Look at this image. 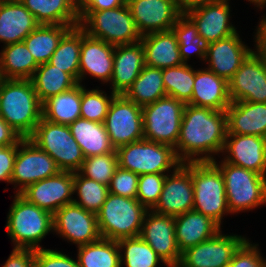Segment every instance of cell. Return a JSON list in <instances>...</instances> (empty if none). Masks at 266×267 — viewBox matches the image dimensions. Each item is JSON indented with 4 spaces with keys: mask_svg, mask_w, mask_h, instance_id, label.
Instances as JSON below:
<instances>
[{
    "mask_svg": "<svg viewBox=\"0 0 266 267\" xmlns=\"http://www.w3.org/2000/svg\"><path fill=\"white\" fill-rule=\"evenodd\" d=\"M226 135L225 110L185 104L180 134L174 148L177 158L181 163L212 162L216 159L215 155L222 153Z\"/></svg>",
    "mask_w": 266,
    "mask_h": 267,
    "instance_id": "1",
    "label": "cell"
},
{
    "mask_svg": "<svg viewBox=\"0 0 266 267\" xmlns=\"http://www.w3.org/2000/svg\"><path fill=\"white\" fill-rule=\"evenodd\" d=\"M0 116L23 139L32 135L42 119V102L31 80L4 79L0 83Z\"/></svg>",
    "mask_w": 266,
    "mask_h": 267,
    "instance_id": "2",
    "label": "cell"
},
{
    "mask_svg": "<svg viewBox=\"0 0 266 267\" xmlns=\"http://www.w3.org/2000/svg\"><path fill=\"white\" fill-rule=\"evenodd\" d=\"M5 226L14 248L40 250V242L53 232V215L16 193Z\"/></svg>",
    "mask_w": 266,
    "mask_h": 267,
    "instance_id": "3",
    "label": "cell"
},
{
    "mask_svg": "<svg viewBox=\"0 0 266 267\" xmlns=\"http://www.w3.org/2000/svg\"><path fill=\"white\" fill-rule=\"evenodd\" d=\"M147 211L137 198L108 193L96 213L101 238L117 241L139 236Z\"/></svg>",
    "mask_w": 266,
    "mask_h": 267,
    "instance_id": "4",
    "label": "cell"
},
{
    "mask_svg": "<svg viewBox=\"0 0 266 267\" xmlns=\"http://www.w3.org/2000/svg\"><path fill=\"white\" fill-rule=\"evenodd\" d=\"M212 163L220 170L231 214L250 211L266 205V177L249 169L216 159Z\"/></svg>",
    "mask_w": 266,
    "mask_h": 267,
    "instance_id": "5",
    "label": "cell"
},
{
    "mask_svg": "<svg viewBox=\"0 0 266 267\" xmlns=\"http://www.w3.org/2000/svg\"><path fill=\"white\" fill-rule=\"evenodd\" d=\"M79 27L89 36L117 46L139 42L138 32L127 3L102 11H78Z\"/></svg>",
    "mask_w": 266,
    "mask_h": 267,
    "instance_id": "6",
    "label": "cell"
},
{
    "mask_svg": "<svg viewBox=\"0 0 266 267\" xmlns=\"http://www.w3.org/2000/svg\"><path fill=\"white\" fill-rule=\"evenodd\" d=\"M194 188L193 210L208 216L220 227L222 218L230 214L223 176L212 162H191Z\"/></svg>",
    "mask_w": 266,
    "mask_h": 267,
    "instance_id": "7",
    "label": "cell"
},
{
    "mask_svg": "<svg viewBox=\"0 0 266 267\" xmlns=\"http://www.w3.org/2000/svg\"><path fill=\"white\" fill-rule=\"evenodd\" d=\"M119 167L136 174L170 173L181 162L172 146L142 139L116 149Z\"/></svg>",
    "mask_w": 266,
    "mask_h": 267,
    "instance_id": "8",
    "label": "cell"
},
{
    "mask_svg": "<svg viewBox=\"0 0 266 267\" xmlns=\"http://www.w3.org/2000/svg\"><path fill=\"white\" fill-rule=\"evenodd\" d=\"M28 139L48 153L61 171L77 172L85 159L68 125L53 123L42 117Z\"/></svg>",
    "mask_w": 266,
    "mask_h": 267,
    "instance_id": "9",
    "label": "cell"
},
{
    "mask_svg": "<svg viewBox=\"0 0 266 267\" xmlns=\"http://www.w3.org/2000/svg\"><path fill=\"white\" fill-rule=\"evenodd\" d=\"M185 104L165 96L142 107L144 139L176 147Z\"/></svg>",
    "mask_w": 266,
    "mask_h": 267,
    "instance_id": "10",
    "label": "cell"
},
{
    "mask_svg": "<svg viewBox=\"0 0 266 267\" xmlns=\"http://www.w3.org/2000/svg\"><path fill=\"white\" fill-rule=\"evenodd\" d=\"M103 123L115 149L144 139L142 107L124 95L113 98Z\"/></svg>",
    "mask_w": 266,
    "mask_h": 267,
    "instance_id": "11",
    "label": "cell"
},
{
    "mask_svg": "<svg viewBox=\"0 0 266 267\" xmlns=\"http://www.w3.org/2000/svg\"><path fill=\"white\" fill-rule=\"evenodd\" d=\"M60 171L48 153L24 138L18 144L10 183L15 184V188L19 186L15 193H20L28 185L55 176Z\"/></svg>",
    "mask_w": 266,
    "mask_h": 267,
    "instance_id": "12",
    "label": "cell"
},
{
    "mask_svg": "<svg viewBox=\"0 0 266 267\" xmlns=\"http://www.w3.org/2000/svg\"><path fill=\"white\" fill-rule=\"evenodd\" d=\"M246 240L244 236L224 235L219 231L214 237L182 252L177 267H222L230 263Z\"/></svg>",
    "mask_w": 266,
    "mask_h": 267,
    "instance_id": "13",
    "label": "cell"
},
{
    "mask_svg": "<svg viewBox=\"0 0 266 267\" xmlns=\"http://www.w3.org/2000/svg\"><path fill=\"white\" fill-rule=\"evenodd\" d=\"M53 232L77 246L101 238L96 214L72 202L53 214Z\"/></svg>",
    "mask_w": 266,
    "mask_h": 267,
    "instance_id": "14",
    "label": "cell"
},
{
    "mask_svg": "<svg viewBox=\"0 0 266 267\" xmlns=\"http://www.w3.org/2000/svg\"><path fill=\"white\" fill-rule=\"evenodd\" d=\"M171 173L166 175L160 199L152 210L175 217L193 210L194 188L191 162L181 163Z\"/></svg>",
    "mask_w": 266,
    "mask_h": 267,
    "instance_id": "15",
    "label": "cell"
},
{
    "mask_svg": "<svg viewBox=\"0 0 266 267\" xmlns=\"http://www.w3.org/2000/svg\"><path fill=\"white\" fill-rule=\"evenodd\" d=\"M167 267H177L181 253L175 237V217L148 210L139 235Z\"/></svg>",
    "mask_w": 266,
    "mask_h": 267,
    "instance_id": "16",
    "label": "cell"
},
{
    "mask_svg": "<svg viewBox=\"0 0 266 267\" xmlns=\"http://www.w3.org/2000/svg\"><path fill=\"white\" fill-rule=\"evenodd\" d=\"M141 36L171 30L182 14L178 0H127Z\"/></svg>",
    "mask_w": 266,
    "mask_h": 267,
    "instance_id": "17",
    "label": "cell"
},
{
    "mask_svg": "<svg viewBox=\"0 0 266 267\" xmlns=\"http://www.w3.org/2000/svg\"><path fill=\"white\" fill-rule=\"evenodd\" d=\"M231 102L266 103V70L252 51L228 81Z\"/></svg>",
    "mask_w": 266,
    "mask_h": 267,
    "instance_id": "18",
    "label": "cell"
},
{
    "mask_svg": "<svg viewBox=\"0 0 266 267\" xmlns=\"http://www.w3.org/2000/svg\"><path fill=\"white\" fill-rule=\"evenodd\" d=\"M19 194L53 215L61 207L73 202V172L60 171L55 176L28 185Z\"/></svg>",
    "mask_w": 266,
    "mask_h": 267,
    "instance_id": "19",
    "label": "cell"
},
{
    "mask_svg": "<svg viewBox=\"0 0 266 267\" xmlns=\"http://www.w3.org/2000/svg\"><path fill=\"white\" fill-rule=\"evenodd\" d=\"M223 161L255 171L266 177V138L255 135L227 134Z\"/></svg>",
    "mask_w": 266,
    "mask_h": 267,
    "instance_id": "20",
    "label": "cell"
},
{
    "mask_svg": "<svg viewBox=\"0 0 266 267\" xmlns=\"http://www.w3.org/2000/svg\"><path fill=\"white\" fill-rule=\"evenodd\" d=\"M236 32L229 37L207 44L205 62L208 69L227 82L253 51Z\"/></svg>",
    "mask_w": 266,
    "mask_h": 267,
    "instance_id": "21",
    "label": "cell"
},
{
    "mask_svg": "<svg viewBox=\"0 0 266 267\" xmlns=\"http://www.w3.org/2000/svg\"><path fill=\"white\" fill-rule=\"evenodd\" d=\"M115 46L89 36L81 29V49L79 58V83L87 74L110 83L113 75Z\"/></svg>",
    "mask_w": 266,
    "mask_h": 267,
    "instance_id": "22",
    "label": "cell"
},
{
    "mask_svg": "<svg viewBox=\"0 0 266 267\" xmlns=\"http://www.w3.org/2000/svg\"><path fill=\"white\" fill-rule=\"evenodd\" d=\"M230 0L207 4L194 8L185 14L197 27L199 35L206 44L216 42L237 32L230 23Z\"/></svg>",
    "mask_w": 266,
    "mask_h": 267,
    "instance_id": "23",
    "label": "cell"
},
{
    "mask_svg": "<svg viewBox=\"0 0 266 267\" xmlns=\"http://www.w3.org/2000/svg\"><path fill=\"white\" fill-rule=\"evenodd\" d=\"M145 66L144 47L141 41L117 45L113 56L112 92L124 95Z\"/></svg>",
    "mask_w": 266,
    "mask_h": 267,
    "instance_id": "24",
    "label": "cell"
},
{
    "mask_svg": "<svg viewBox=\"0 0 266 267\" xmlns=\"http://www.w3.org/2000/svg\"><path fill=\"white\" fill-rule=\"evenodd\" d=\"M39 25L19 0L0 2V42L4 46L23 41Z\"/></svg>",
    "mask_w": 266,
    "mask_h": 267,
    "instance_id": "25",
    "label": "cell"
},
{
    "mask_svg": "<svg viewBox=\"0 0 266 267\" xmlns=\"http://www.w3.org/2000/svg\"><path fill=\"white\" fill-rule=\"evenodd\" d=\"M227 134L266 138V103L231 102L225 110Z\"/></svg>",
    "mask_w": 266,
    "mask_h": 267,
    "instance_id": "26",
    "label": "cell"
},
{
    "mask_svg": "<svg viewBox=\"0 0 266 267\" xmlns=\"http://www.w3.org/2000/svg\"><path fill=\"white\" fill-rule=\"evenodd\" d=\"M189 105L226 110L231 104L228 82L208 68L195 70L193 94Z\"/></svg>",
    "mask_w": 266,
    "mask_h": 267,
    "instance_id": "27",
    "label": "cell"
},
{
    "mask_svg": "<svg viewBox=\"0 0 266 267\" xmlns=\"http://www.w3.org/2000/svg\"><path fill=\"white\" fill-rule=\"evenodd\" d=\"M221 227L195 210L175 216V237L180 253L214 237Z\"/></svg>",
    "mask_w": 266,
    "mask_h": 267,
    "instance_id": "28",
    "label": "cell"
},
{
    "mask_svg": "<svg viewBox=\"0 0 266 267\" xmlns=\"http://www.w3.org/2000/svg\"><path fill=\"white\" fill-rule=\"evenodd\" d=\"M140 41L144 47L146 66L165 69L183 64L172 29L142 36Z\"/></svg>",
    "mask_w": 266,
    "mask_h": 267,
    "instance_id": "29",
    "label": "cell"
},
{
    "mask_svg": "<svg viewBox=\"0 0 266 267\" xmlns=\"http://www.w3.org/2000/svg\"><path fill=\"white\" fill-rule=\"evenodd\" d=\"M40 25L79 26L78 0H19Z\"/></svg>",
    "mask_w": 266,
    "mask_h": 267,
    "instance_id": "30",
    "label": "cell"
},
{
    "mask_svg": "<svg viewBox=\"0 0 266 267\" xmlns=\"http://www.w3.org/2000/svg\"><path fill=\"white\" fill-rule=\"evenodd\" d=\"M70 132L80 146L84 157L115 152L104 123L78 118L68 125Z\"/></svg>",
    "mask_w": 266,
    "mask_h": 267,
    "instance_id": "31",
    "label": "cell"
},
{
    "mask_svg": "<svg viewBox=\"0 0 266 267\" xmlns=\"http://www.w3.org/2000/svg\"><path fill=\"white\" fill-rule=\"evenodd\" d=\"M81 83L49 97L42 103V117L53 123L69 125L81 117Z\"/></svg>",
    "mask_w": 266,
    "mask_h": 267,
    "instance_id": "32",
    "label": "cell"
},
{
    "mask_svg": "<svg viewBox=\"0 0 266 267\" xmlns=\"http://www.w3.org/2000/svg\"><path fill=\"white\" fill-rule=\"evenodd\" d=\"M4 79H31L39 64L23 41L6 45L0 52Z\"/></svg>",
    "mask_w": 266,
    "mask_h": 267,
    "instance_id": "33",
    "label": "cell"
},
{
    "mask_svg": "<svg viewBox=\"0 0 266 267\" xmlns=\"http://www.w3.org/2000/svg\"><path fill=\"white\" fill-rule=\"evenodd\" d=\"M162 77L163 69L145 65L124 96L140 107L152 104L167 96Z\"/></svg>",
    "mask_w": 266,
    "mask_h": 267,
    "instance_id": "34",
    "label": "cell"
},
{
    "mask_svg": "<svg viewBox=\"0 0 266 267\" xmlns=\"http://www.w3.org/2000/svg\"><path fill=\"white\" fill-rule=\"evenodd\" d=\"M30 80L42 103L49 97L65 92L78 84L69 73L49 62L39 64Z\"/></svg>",
    "mask_w": 266,
    "mask_h": 267,
    "instance_id": "35",
    "label": "cell"
},
{
    "mask_svg": "<svg viewBox=\"0 0 266 267\" xmlns=\"http://www.w3.org/2000/svg\"><path fill=\"white\" fill-rule=\"evenodd\" d=\"M71 28L67 25H39L23 42L38 64L47 63Z\"/></svg>",
    "mask_w": 266,
    "mask_h": 267,
    "instance_id": "36",
    "label": "cell"
},
{
    "mask_svg": "<svg viewBox=\"0 0 266 267\" xmlns=\"http://www.w3.org/2000/svg\"><path fill=\"white\" fill-rule=\"evenodd\" d=\"M80 267H121L120 250L116 240H99L77 246Z\"/></svg>",
    "mask_w": 266,
    "mask_h": 267,
    "instance_id": "37",
    "label": "cell"
},
{
    "mask_svg": "<svg viewBox=\"0 0 266 267\" xmlns=\"http://www.w3.org/2000/svg\"><path fill=\"white\" fill-rule=\"evenodd\" d=\"M81 28H71L60 40L49 63L69 73L79 83Z\"/></svg>",
    "mask_w": 266,
    "mask_h": 267,
    "instance_id": "38",
    "label": "cell"
},
{
    "mask_svg": "<svg viewBox=\"0 0 266 267\" xmlns=\"http://www.w3.org/2000/svg\"><path fill=\"white\" fill-rule=\"evenodd\" d=\"M120 250L121 267H157L165 262L140 236L117 240ZM124 254H123V253Z\"/></svg>",
    "mask_w": 266,
    "mask_h": 267,
    "instance_id": "39",
    "label": "cell"
},
{
    "mask_svg": "<svg viewBox=\"0 0 266 267\" xmlns=\"http://www.w3.org/2000/svg\"><path fill=\"white\" fill-rule=\"evenodd\" d=\"M172 30L176 35L183 63H187L194 53L200 60H205L207 44L199 35L196 25L186 14H181L177 18Z\"/></svg>",
    "mask_w": 266,
    "mask_h": 267,
    "instance_id": "40",
    "label": "cell"
},
{
    "mask_svg": "<svg viewBox=\"0 0 266 267\" xmlns=\"http://www.w3.org/2000/svg\"><path fill=\"white\" fill-rule=\"evenodd\" d=\"M163 82L167 96L188 104L193 94L195 70L188 63L163 69Z\"/></svg>",
    "mask_w": 266,
    "mask_h": 267,
    "instance_id": "41",
    "label": "cell"
},
{
    "mask_svg": "<svg viewBox=\"0 0 266 267\" xmlns=\"http://www.w3.org/2000/svg\"><path fill=\"white\" fill-rule=\"evenodd\" d=\"M73 193L77 199L73 202L83 209L97 213L106 201L109 193L108 186L81 175L78 171L73 172Z\"/></svg>",
    "mask_w": 266,
    "mask_h": 267,
    "instance_id": "42",
    "label": "cell"
},
{
    "mask_svg": "<svg viewBox=\"0 0 266 267\" xmlns=\"http://www.w3.org/2000/svg\"><path fill=\"white\" fill-rule=\"evenodd\" d=\"M117 151L103 155L86 157L78 172L92 180L109 186L111 178L118 168Z\"/></svg>",
    "mask_w": 266,
    "mask_h": 267,
    "instance_id": "43",
    "label": "cell"
},
{
    "mask_svg": "<svg viewBox=\"0 0 266 267\" xmlns=\"http://www.w3.org/2000/svg\"><path fill=\"white\" fill-rule=\"evenodd\" d=\"M115 96L113 92L107 96L105 91L99 88L87 90L81 83V118L103 123Z\"/></svg>",
    "mask_w": 266,
    "mask_h": 267,
    "instance_id": "44",
    "label": "cell"
},
{
    "mask_svg": "<svg viewBox=\"0 0 266 267\" xmlns=\"http://www.w3.org/2000/svg\"><path fill=\"white\" fill-rule=\"evenodd\" d=\"M168 173H149L139 176L137 199L148 210H152L160 199Z\"/></svg>",
    "mask_w": 266,
    "mask_h": 267,
    "instance_id": "45",
    "label": "cell"
},
{
    "mask_svg": "<svg viewBox=\"0 0 266 267\" xmlns=\"http://www.w3.org/2000/svg\"><path fill=\"white\" fill-rule=\"evenodd\" d=\"M138 180V174L118 166L108 186L109 193L126 198H137Z\"/></svg>",
    "mask_w": 266,
    "mask_h": 267,
    "instance_id": "46",
    "label": "cell"
},
{
    "mask_svg": "<svg viewBox=\"0 0 266 267\" xmlns=\"http://www.w3.org/2000/svg\"><path fill=\"white\" fill-rule=\"evenodd\" d=\"M35 267H80L78 261L57 250H35Z\"/></svg>",
    "mask_w": 266,
    "mask_h": 267,
    "instance_id": "47",
    "label": "cell"
},
{
    "mask_svg": "<svg viewBox=\"0 0 266 267\" xmlns=\"http://www.w3.org/2000/svg\"><path fill=\"white\" fill-rule=\"evenodd\" d=\"M258 246L247 239L237 250V267H263L266 259L261 256Z\"/></svg>",
    "mask_w": 266,
    "mask_h": 267,
    "instance_id": "48",
    "label": "cell"
},
{
    "mask_svg": "<svg viewBox=\"0 0 266 267\" xmlns=\"http://www.w3.org/2000/svg\"><path fill=\"white\" fill-rule=\"evenodd\" d=\"M18 144L0 146V181L10 183Z\"/></svg>",
    "mask_w": 266,
    "mask_h": 267,
    "instance_id": "49",
    "label": "cell"
},
{
    "mask_svg": "<svg viewBox=\"0 0 266 267\" xmlns=\"http://www.w3.org/2000/svg\"><path fill=\"white\" fill-rule=\"evenodd\" d=\"M35 250L13 248L7 261L2 267H35Z\"/></svg>",
    "mask_w": 266,
    "mask_h": 267,
    "instance_id": "50",
    "label": "cell"
},
{
    "mask_svg": "<svg viewBox=\"0 0 266 267\" xmlns=\"http://www.w3.org/2000/svg\"><path fill=\"white\" fill-rule=\"evenodd\" d=\"M127 0H78V11H102L123 6Z\"/></svg>",
    "mask_w": 266,
    "mask_h": 267,
    "instance_id": "51",
    "label": "cell"
},
{
    "mask_svg": "<svg viewBox=\"0 0 266 267\" xmlns=\"http://www.w3.org/2000/svg\"><path fill=\"white\" fill-rule=\"evenodd\" d=\"M255 33V49L254 52L260 58L266 70V16L261 17V21L256 27ZM256 50V51H255Z\"/></svg>",
    "mask_w": 266,
    "mask_h": 267,
    "instance_id": "52",
    "label": "cell"
},
{
    "mask_svg": "<svg viewBox=\"0 0 266 267\" xmlns=\"http://www.w3.org/2000/svg\"><path fill=\"white\" fill-rule=\"evenodd\" d=\"M23 138L0 116V146L19 144Z\"/></svg>",
    "mask_w": 266,
    "mask_h": 267,
    "instance_id": "53",
    "label": "cell"
},
{
    "mask_svg": "<svg viewBox=\"0 0 266 267\" xmlns=\"http://www.w3.org/2000/svg\"><path fill=\"white\" fill-rule=\"evenodd\" d=\"M223 0H178V5L182 14L207 4L218 3Z\"/></svg>",
    "mask_w": 266,
    "mask_h": 267,
    "instance_id": "54",
    "label": "cell"
},
{
    "mask_svg": "<svg viewBox=\"0 0 266 267\" xmlns=\"http://www.w3.org/2000/svg\"><path fill=\"white\" fill-rule=\"evenodd\" d=\"M248 2L250 1V3L257 5L255 7H258L259 9H263L264 7H266V0H247Z\"/></svg>",
    "mask_w": 266,
    "mask_h": 267,
    "instance_id": "55",
    "label": "cell"
},
{
    "mask_svg": "<svg viewBox=\"0 0 266 267\" xmlns=\"http://www.w3.org/2000/svg\"><path fill=\"white\" fill-rule=\"evenodd\" d=\"M222 267H237V251L234 253L230 263L225 264Z\"/></svg>",
    "mask_w": 266,
    "mask_h": 267,
    "instance_id": "56",
    "label": "cell"
},
{
    "mask_svg": "<svg viewBox=\"0 0 266 267\" xmlns=\"http://www.w3.org/2000/svg\"><path fill=\"white\" fill-rule=\"evenodd\" d=\"M4 80L3 75L1 73V66H0V83Z\"/></svg>",
    "mask_w": 266,
    "mask_h": 267,
    "instance_id": "57",
    "label": "cell"
}]
</instances>
